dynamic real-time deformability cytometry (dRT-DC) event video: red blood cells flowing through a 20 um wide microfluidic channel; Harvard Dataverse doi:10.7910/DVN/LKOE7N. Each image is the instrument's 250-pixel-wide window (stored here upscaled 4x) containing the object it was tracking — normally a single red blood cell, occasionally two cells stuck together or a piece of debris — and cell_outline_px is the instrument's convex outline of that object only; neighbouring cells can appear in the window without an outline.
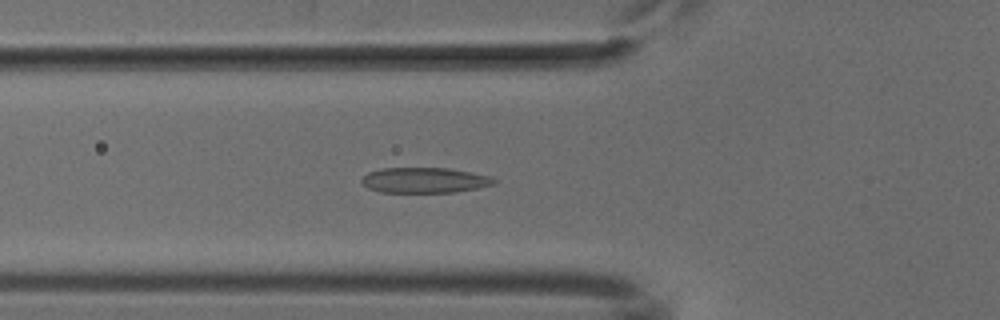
{"species": "common noctule bat (a hibernating species)", "species_latin": "Nyctalus noctula", "temperature_condition": "cold", "stored_images_in_passage": 52, "camera_frame_rate_fps": 3000, "um_per_image_px": 0.085, "animal": {"sex": "male", "body_mass_g": 18.8}, "frame": {"image": 1, "passage_image": 19, "time_ms": 6.0, "image_size_px": [1000, 320], "cell_outline_px": [[496, 184], [456, 192], [380, 192], [368, 188], [360, 180], [368, 172], [380, 168], [448, 168], [472, 172], [488, 176], [496, 180]], "centroid_in_image_um": [36.07, 15.31], "position_along_channel_um": 89.7, "area_um2": 19.54}}
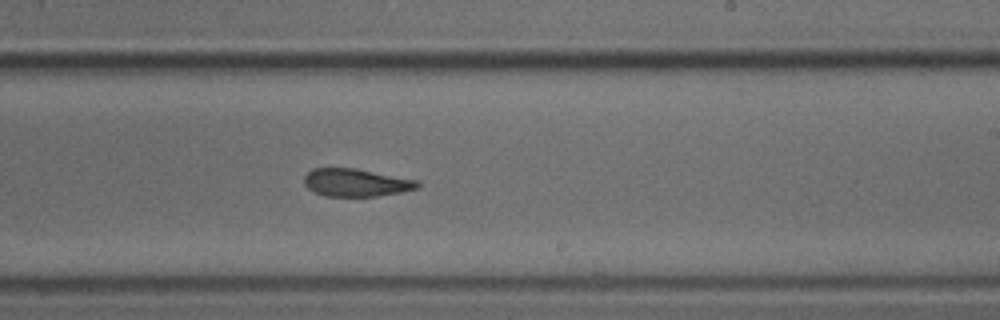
{"frame": {"image": 2, "passage_image": 32, "time_ms": 10.333, "image_size_px": [1000, 320], "cell_outline_px": [[420, 188], [400, 192], [376, 196], [324, 196], [308, 188], [304, 184], [304, 176], [312, 168], [356, 168], [420, 180]], "centroid_in_image_um": [30.3, 15.51], "position_along_channel_um": 258.7, "area_um2": 18.5}}
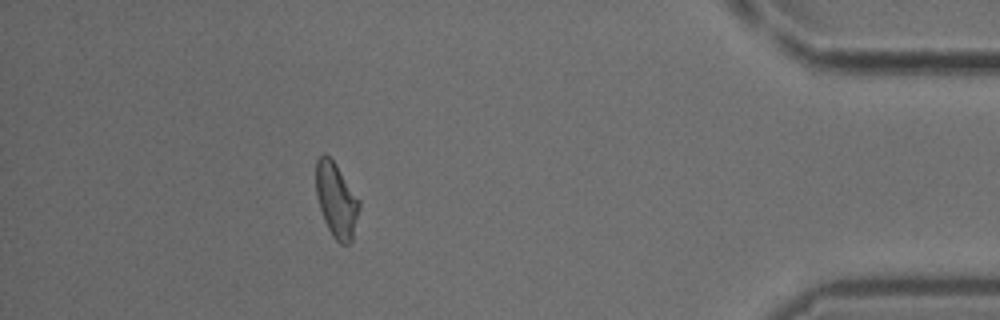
{"frame": {"image": 3, "passage_image": 47, "time_ms": 15.333, "image_size_px": [1000, 320], "cell_outline_px": [[360, 208], [352, 240], [348, 244], [340, 244], [332, 236], [324, 220], [316, 196], [316, 160], [324, 152], [336, 164], [360, 200]], "centroid_in_image_um": [28.59, 17.01], "position_along_channel_um": 406.6, "area_um2": 18.84}}